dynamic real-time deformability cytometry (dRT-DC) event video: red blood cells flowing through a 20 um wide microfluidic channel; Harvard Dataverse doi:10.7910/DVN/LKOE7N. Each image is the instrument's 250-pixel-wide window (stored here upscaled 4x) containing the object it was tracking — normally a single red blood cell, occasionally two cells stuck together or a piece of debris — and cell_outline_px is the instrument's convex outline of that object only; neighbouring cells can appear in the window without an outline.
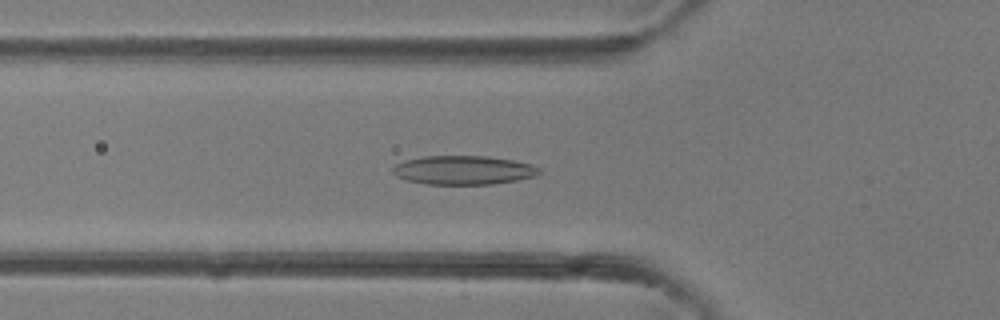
{"species": "common noctule bat (a hibernating species)", "species_latin": "Nyctalus noctula", "temperature_condition": "room temperature", "stored_images_in_passage": 40, "camera_frame_rate_fps": 3000, "um_per_image_px": 0.085, "animal": {"sex": "female"}, "frame": {"image": 1, "passage_image": 14, "time_ms": 4.333, "image_size_px": [1000, 320], "cell_outline_px": [[540, 172], [536, 176], [516, 180], [492, 184], [424, 184], [408, 180], [396, 176], [392, 172], [392, 168], [396, 164], [404, 160], [424, 156], [488, 156], [512, 160], [532, 164], [540, 168]], "centroid_in_image_um": [39.39, 14.45], "position_along_channel_um": 86.4, "area_um2": 24.68}}
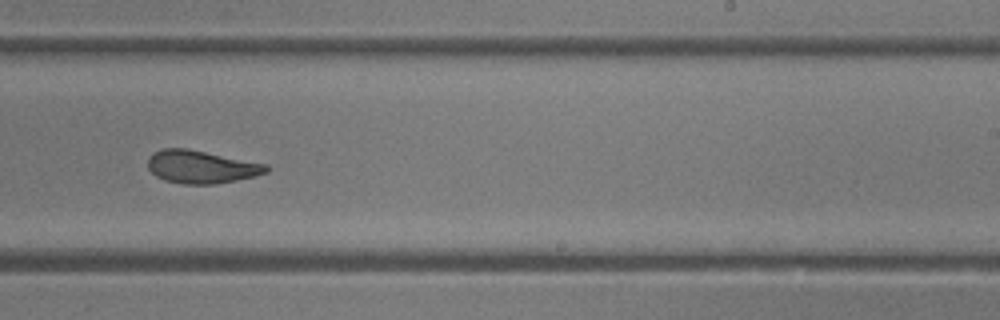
{"frame": {"image": 2, "passage_image": 25, "time_ms": 8.0, "image_size_px": [1000, 320], "cell_outline_px": [[268, 172], [256, 176], [216, 184], [184, 184], [164, 180], [156, 176], [148, 168], [148, 156], [152, 152], [160, 148], [188, 148], [268, 164]], "centroid_in_image_um": [17.09, 14.17], "position_along_channel_um": 271.9, "area_um2": 22.95}}
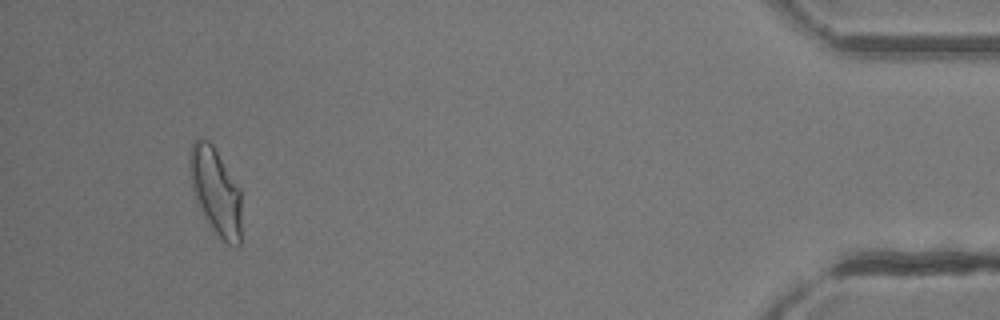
{"frame": {"image": 3, "passage_image": 38, "time_ms": 12.333, "image_size_px": [1000, 320], "cell_outline_px": [[240, 244], [228, 244], [212, 228], [204, 216], [192, 188], [188, 164], [188, 152], [192, 144], [196, 140], [208, 140], [212, 144], [240, 188]], "centroid_in_image_um": [18.31, 16.21], "position_along_channel_um": 416.9, "area_um2": 25.66}}